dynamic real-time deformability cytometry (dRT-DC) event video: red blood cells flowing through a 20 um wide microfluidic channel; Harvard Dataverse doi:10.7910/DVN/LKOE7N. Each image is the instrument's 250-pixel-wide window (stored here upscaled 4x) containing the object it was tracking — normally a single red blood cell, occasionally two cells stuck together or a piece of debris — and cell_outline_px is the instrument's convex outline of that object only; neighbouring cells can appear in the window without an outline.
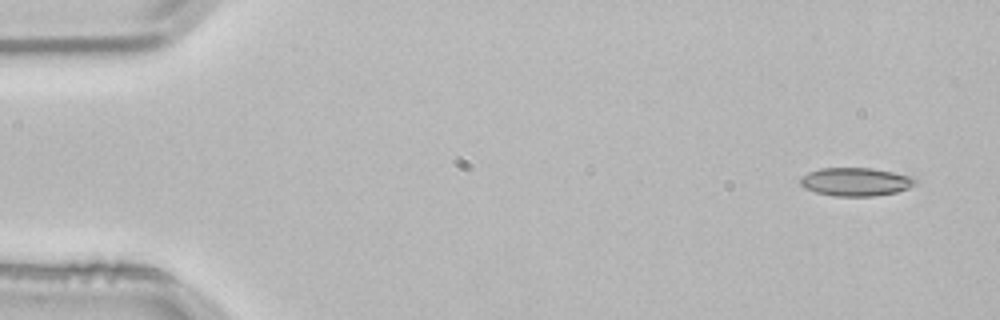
{"species": "common noctule bat (a hibernating species)", "species_latin": "Nyctalus noctula", "temperature_condition": "room temperature", "stored_images_in_passage": 4, "segment_of_instrument_passage": [1, 2], "camera_frame_rate_fps": 3000, "um_per_image_px": 0.085, "animal": {"sex": "male", "body_mass_g": 21.5, "forearm_length_mm": 52.0}, "frame": {"image": 1, "passage_image": 1, "time_ms": 0.0, "image_size_px": [1000, 320], "cell_outline_px": [[920, 180], [916, 184], [908, 188], [896, 192], [872, 196], [836, 196], [816, 192], [804, 188], [800, 184], [800, 176], [808, 172], [820, 168], [872, 168], [912, 176]], "centroid_in_image_um": [72.74, 15.44], "position_along_channel_um": 12.3, "area_um2": 19.07}}
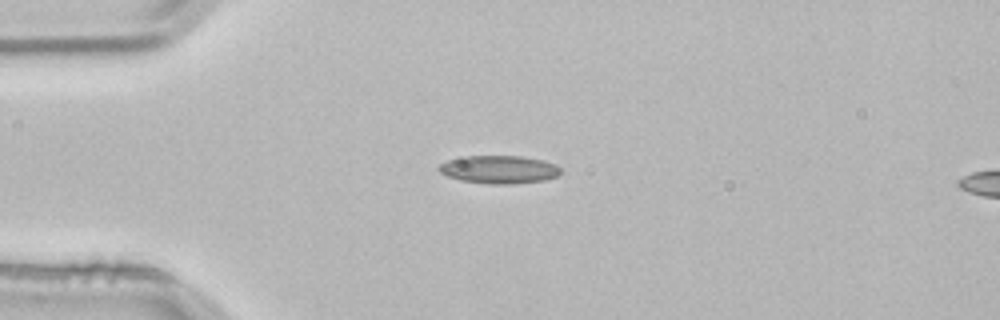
{"frame": {"image": 2, "passage_image": 3, "time_ms": 0.667, "image_size_px": [1000, 320], "cell_outline_px": [[560, 172], [556, 176], [544, 180], [512, 184], [492, 184], [460, 180], [448, 176], [440, 172], [436, 168], [440, 164], [448, 160], [464, 156], [520, 156], [540, 160], [556, 164], [560, 168]], "centroid_in_image_um": [42.39, 14.4], "position_along_channel_um": 42.6, "area_um2": 19.71}}